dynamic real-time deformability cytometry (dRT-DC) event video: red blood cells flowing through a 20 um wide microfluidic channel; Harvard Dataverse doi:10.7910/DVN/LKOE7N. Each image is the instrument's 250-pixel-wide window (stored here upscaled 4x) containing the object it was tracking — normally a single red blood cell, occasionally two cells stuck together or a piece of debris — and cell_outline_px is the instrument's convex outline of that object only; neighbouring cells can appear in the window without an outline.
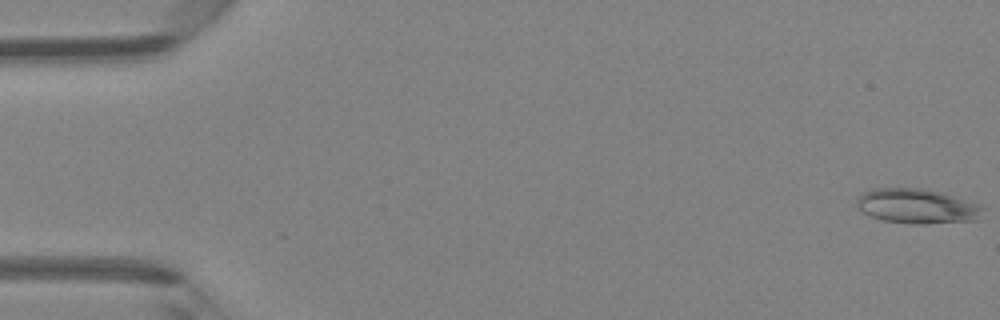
{"species": "Egyptian fruit bat (a non-hibernating species)", "species_latin": "Rousettus aegyptiacus", "temperature_condition": "room temperature", "stored_images_in_passage": 47, "camera_frame_rate_fps": 3000, "um_per_image_px": 0.085, "animal": {"sex": "female"}, "frame": {"image": 1, "passage_image": 1, "time_ms": 0.0, "image_size_px": [1000, 320], "cell_outline_px": [[984, 208], [976, 220], [924, 224], [912, 224], [884, 220], [860, 212], [856, 204], [856, 200], [864, 192], [876, 188], [924, 188], [940, 192], [980, 204]], "centroid_in_image_um": [77.93, 17.52], "position_along_channel_um": 7.1, "area_um2": 25.43}}
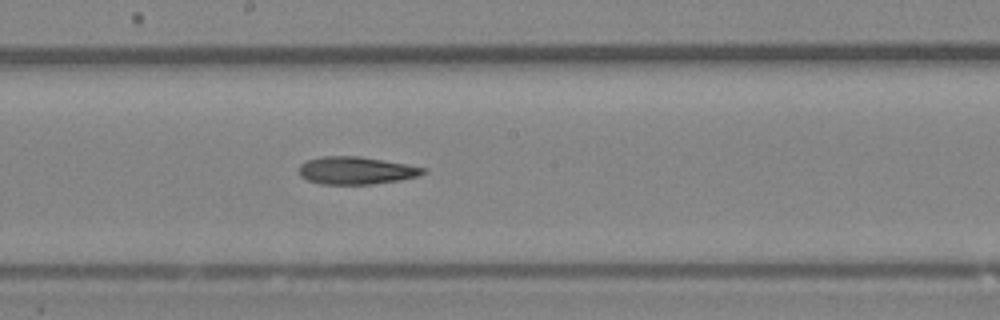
{"frame": {"image": 2, "passage_image": 26, "time_ms": 8.333, "image_size_px": [1000, 320], "cell_outline_px": [[428, 172], [420, 176], [400, 180], [372, 184], [320, 184], [308, 180], [300, 176], [296, 168], [300, 164], [308, 160], [320, 156], [360, 156], [408, 164], [428, 168]], "centroid_in_image_um": [30.29, 14.49], "position_along_channel_um": 217.9, "area_um2": 20.35}}
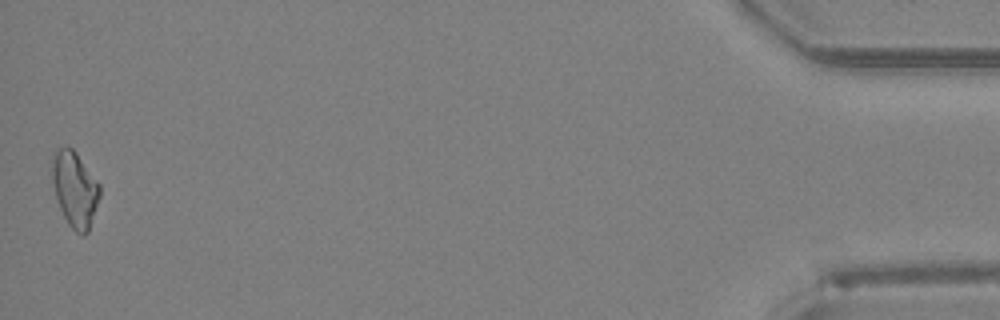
{"frame": {"image": 3, "passage_image": 47, "time_ms": 15.333, "image_size_px": [1000, 320], "cell_outline_px": [[100, 196], [88, 232], [84, 236], [80, 236], [68, 224], [60, 208], [56, 196], [52, 180], [52, 152], [60, 148], [72, 148], [76, 152], [100, 184]], "centroid_in_image_um": [6.37, 16.09], "position_along_channel_um": 428.8, "area_um2": 20.87}, "authors_computed_cell_mechanics": {"area_um2": 20.5768, "velocity_mm_per_s": 4.3408, "shape_relaxation_time_tau1_ms": null, "shape_relaxation_time_tau2_ms": 3.7326, "deformation_change_tau1": null, "deformation_change_tau2": 0.148}}